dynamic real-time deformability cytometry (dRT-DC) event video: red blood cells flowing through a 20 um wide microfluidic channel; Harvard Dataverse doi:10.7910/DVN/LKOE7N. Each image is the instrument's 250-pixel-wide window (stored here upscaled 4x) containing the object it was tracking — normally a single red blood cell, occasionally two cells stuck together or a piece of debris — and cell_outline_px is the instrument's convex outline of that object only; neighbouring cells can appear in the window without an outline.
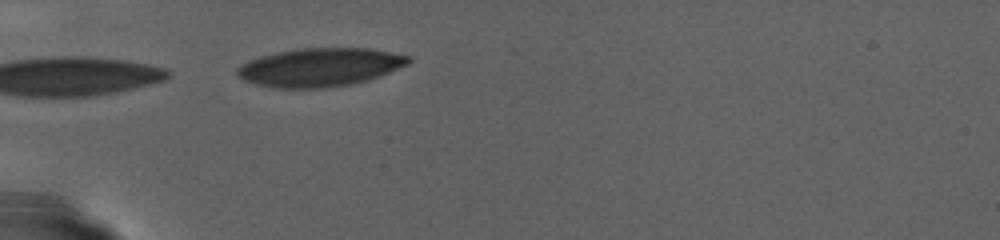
{"species": "human", "species_latin": "Homo sapiens", "temperature_condition": "warm", "stored_images_in_passage": 4, "camera_frame_rate_fps": 3000, "um_per_image_px": 0.085, "donor": {"sex": "female"}, "frame": {"image": 1, "passage_image": 1, "time_ms": 0.0, "image_size_px": [1000, 240], "cell_outline_px": [[412, 60], [408, 64], [380, 76], [368, 80], [352, 84], [324, 88], [276, 88], [256, 84], [244, 80], [236, 76], [236, 68], [240, 64], [248, 60], [260, 56], [276, 52], [296, 48], [368, 48], [408, 56]], "centroid_in_image_um": [27.14, 5.72], "position_along_channel_um": 57.9, "area_um2": 38.49}}